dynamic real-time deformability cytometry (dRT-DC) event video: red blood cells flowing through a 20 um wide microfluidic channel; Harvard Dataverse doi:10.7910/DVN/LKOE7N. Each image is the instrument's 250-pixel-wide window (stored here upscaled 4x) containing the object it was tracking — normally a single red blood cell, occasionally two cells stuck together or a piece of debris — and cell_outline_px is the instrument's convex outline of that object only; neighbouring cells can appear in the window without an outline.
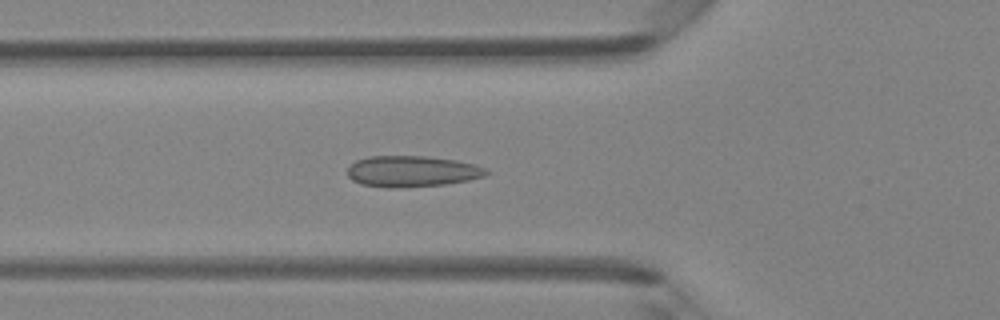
{"species": "Egyptian fruit bat (a non-hibernating species)", "species_latin": "Rousettus aegyptiacus", "temperature_condition": "room temperature", "stored_images_in_passage": 41, "camera_frame_rate_fps": 3000, "um_per_image_px": 0.085, "animal": {"sex": "female"}, "frame": {"image": 1, "passage_image": 11, "time_ms": 3.333, "image_size_px": [1000, 320], "cell_outline_px": [[488, 172], [484, 176], [468, 180], [444, 184], [396, 188], [388, 188], [360, 184], [352, 180], [348, 176], [348, 168], [356, 160], [368, 156], [424, 156], [456, 160], [476, 164], [484, 168]], "centroid_in_image_um": [34.99, 14.56], "position_along_channel_um": 90.8, "area_um2": 25.09}}
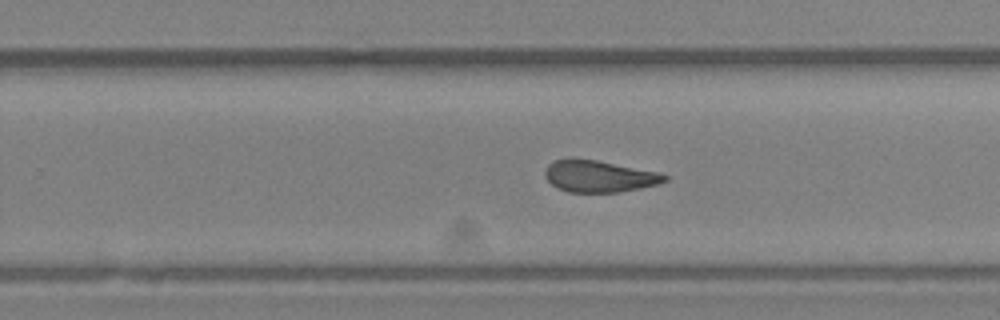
{"frame": {"image": 2, "passage_image": 24, "time_ms": 7.667, "image_size_px": [1000, 320], "cell_outline_px": [[668, 180], [660, 184], [640, 188], [616, 192], [568, 192], [556, 188], [544, 176], [544, 172], [548, 164], [552, 160], [572, 156], [596, 160], [660, 172], [668, 176]], "centroid_in_image_um": [50.89, 14.96], "position_along_channel_um": 278.9, "area_um2": 22.6}}
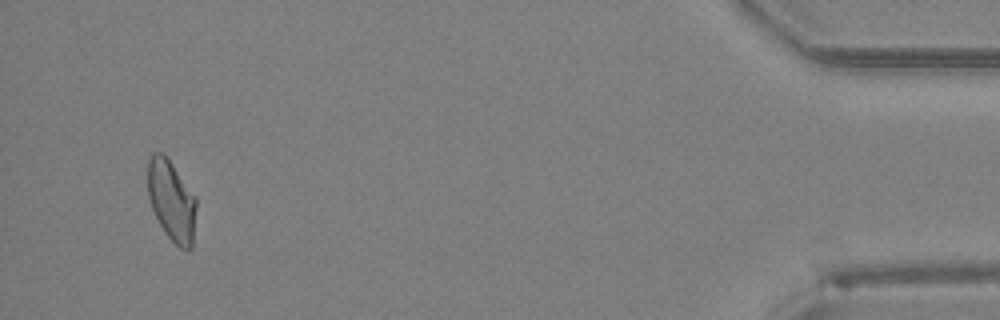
{"frame": {"image": 3, "passage_image": 39, "time_ms": 12.667, "image_size_px": [1000, 320], "cell_outline_px": [[196, 208], [192, 248], [188, 252], [180, 248], [164, 232], [152, 208], [148, 196], [148, 160], [152, 152], [160, 152], [168, 160], [196, 196]], "centroid_in_image_um": [14.59, 17.09], "position_along_channel_um": 420.6, "area_um2": 22.6}, "authors_computed_cell_mechanics": {"area_um2": 23.1778, "velocity_mm_per_s": 4.3549, "shape_relaxation_time_tau1_ms": null, "shape_relaxation_time_tau2_ms": 1.067, "deformation_change_tau1": null, "deformation_change_tau2": 0.0724}}